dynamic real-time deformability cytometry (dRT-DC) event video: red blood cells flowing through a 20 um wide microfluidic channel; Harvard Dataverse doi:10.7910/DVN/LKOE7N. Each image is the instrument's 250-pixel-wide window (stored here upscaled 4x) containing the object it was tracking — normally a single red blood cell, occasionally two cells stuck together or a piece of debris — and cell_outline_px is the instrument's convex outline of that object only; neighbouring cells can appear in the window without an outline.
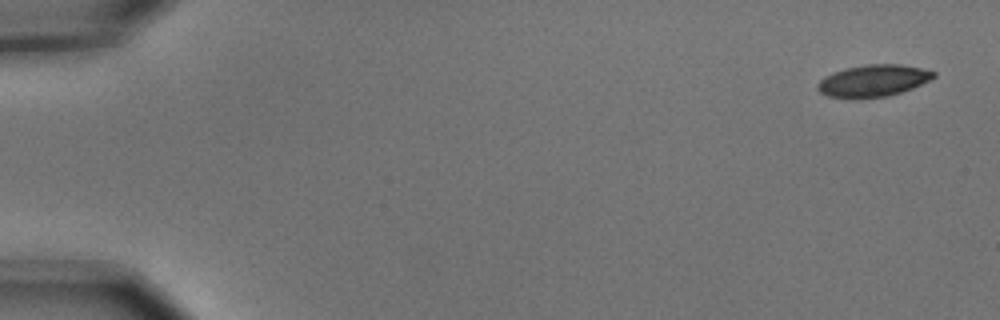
{"species": "common noctule bat (a hibernating species)", "species_latin": "Nyctalus noctula", "temperature_condition": "cold", "stored_images_in_passage": 6, "camera_frame_rate_fps": 3000, "um_per_image_px": 0.085, "animal": {"sex": "male", "body_mass_g": 15.6}, "frame": {"image": 1, "passage_image": 1, "time_ms": 0.0, "image_size_px": [1000, 320], "cell_outline_px": [[936, 76], [912, 88], [900, 92], [884, 96], [828, 96], [820, 92], [816, 88], [816, 84], [824, 76], [832, 72], [844, 68], [868, 64], [900, 64], [920, 68], [936, 72]], "centroid_in_image_um": [74.2, 6.82], "position_along_channel_um": 10.8, "area_um2": 20.92}}
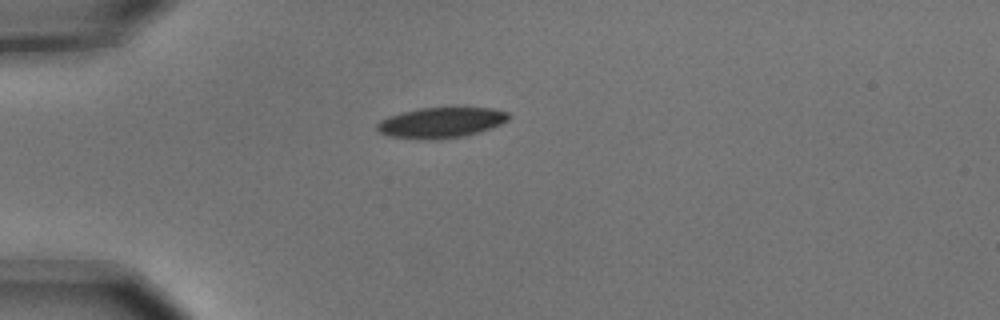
{"frame": {"image": 2, "passage_image": 4, "time_ms": 1.0, "image_size_px": [1000, 320], "cell_outline_px": [[508, 120], [500, 124], [464, 136], [388, 136], [380, 132], [376, 128], [376, 124], [380, 120], [388, 116], [420, 108], [492, 108], [508, 112]], "centroid_in_image_um": [37.5, 10.36], "position_along_channel_um": 47.5, "area_um2": 21.91}}
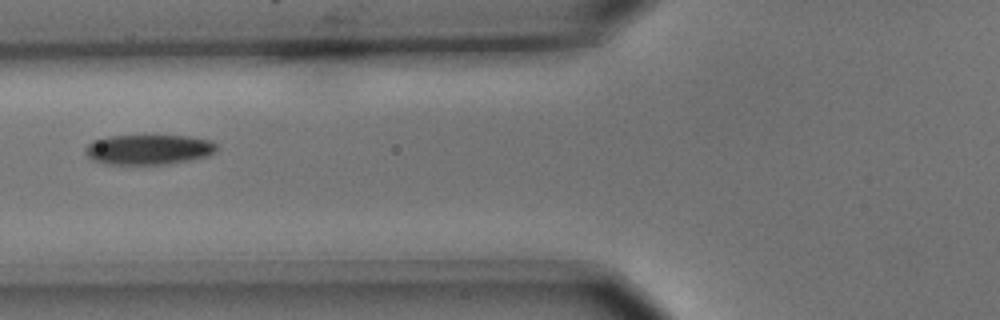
{"frame": {"image": 3, "passage_image": 6, "time_ms": 1.667, "image_size_px": [1000, 320], "cell_outline_px": [[216, 148], [208, 156], [168, 164], [104, 164], [92, 160], [84, 152], [84, 148], [92, 140], [108, 136], [188, 136], [212, 140], [216, 144]], "centroid_in_image_um": [12.58, 12.71], "position_along_channel_um": 113.2, "area_um2": 23.0}}